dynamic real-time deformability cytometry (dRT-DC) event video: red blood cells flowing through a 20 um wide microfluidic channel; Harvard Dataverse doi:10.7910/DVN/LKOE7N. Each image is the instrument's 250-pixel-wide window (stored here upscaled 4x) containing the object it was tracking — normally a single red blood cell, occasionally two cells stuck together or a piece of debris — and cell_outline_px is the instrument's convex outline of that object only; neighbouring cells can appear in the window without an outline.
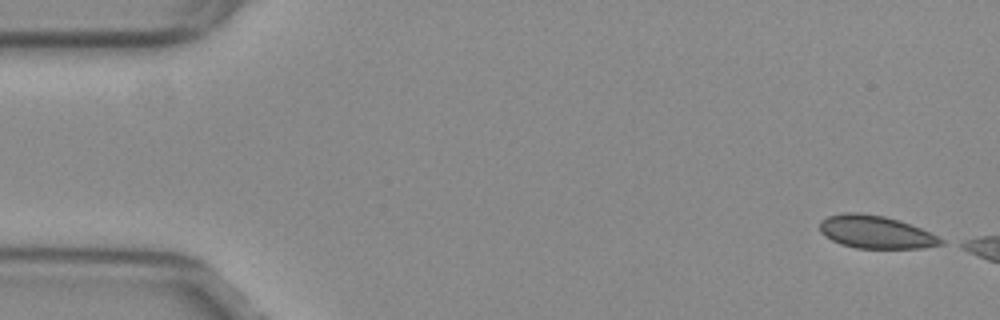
{"species": "common noctule bat (a hibernating species)", "species_latin": "Nyctalus noctula", "temperature_condition": "warm", "stored_images_in_passage": 6, "camera_frame_rate_fps": 3000, "um_per_image_px": 0.085, "animal": {"sex": "female", "body_mass_g": 29.2, "forearm_length_mm": 56.3}, "frame": {"image": 1, "passage_image": 1, "time_ms": 0.0, "image_size_px": [1000, 320], "cell_outline_px": [[944, 244], [924, 248], [856, 248], [840, 244], [824, 236], [820, 232], [820, 220], [828, 216], [844, 212], [860, 212], [884, 216], [900, 220], [920, 228], [944, 240]], "centroid_in_image_um": [74.4, 19.72], "position_along_channel_um": 10.6, "area_um2": 23.24}}